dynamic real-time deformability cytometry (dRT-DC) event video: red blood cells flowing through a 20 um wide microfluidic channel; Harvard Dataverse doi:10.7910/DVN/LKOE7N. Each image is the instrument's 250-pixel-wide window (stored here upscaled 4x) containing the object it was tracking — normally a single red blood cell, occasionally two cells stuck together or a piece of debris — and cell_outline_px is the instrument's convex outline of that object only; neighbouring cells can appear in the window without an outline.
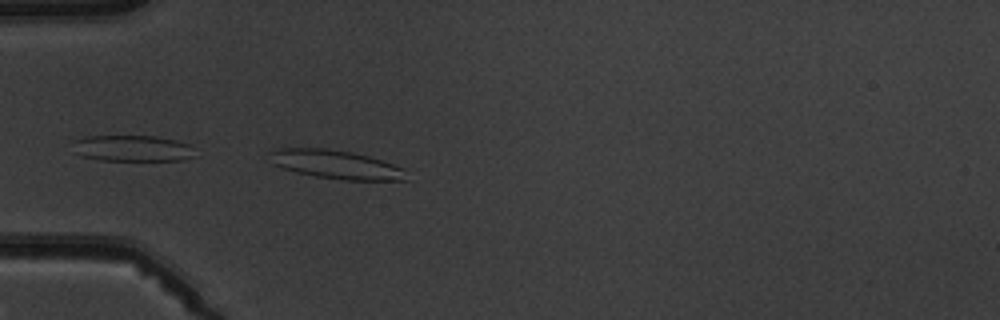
{"species": "common noctule bat (a hibernating species)", "species_latin": "Nyctalus noctula", "temperature_condition": "warm", "stored_images_in_passage": 4, "camera_frame_rate_fps": 3000, "um_per_image_px": 0.085, "animal": {"sex": "male", "body_mass_g": 19.5, "forearm_length_mm": 54.6}, "frame": {"image": 1, "passage_image": 4, "time_ms": 3.667, "image_size_px": [1000, 320], "cell_outline_px": [[408, 180], [344, 180], [316, 176], [296, 172], [272, 164], [268, 152], [280, 148], [324, 148], [352, 152], [368, 156], [404, 168]], "centroid_in_image_um": [28.55, 13.98], "position_along_channel_um": 56.5, "area_um2": 22.72}}